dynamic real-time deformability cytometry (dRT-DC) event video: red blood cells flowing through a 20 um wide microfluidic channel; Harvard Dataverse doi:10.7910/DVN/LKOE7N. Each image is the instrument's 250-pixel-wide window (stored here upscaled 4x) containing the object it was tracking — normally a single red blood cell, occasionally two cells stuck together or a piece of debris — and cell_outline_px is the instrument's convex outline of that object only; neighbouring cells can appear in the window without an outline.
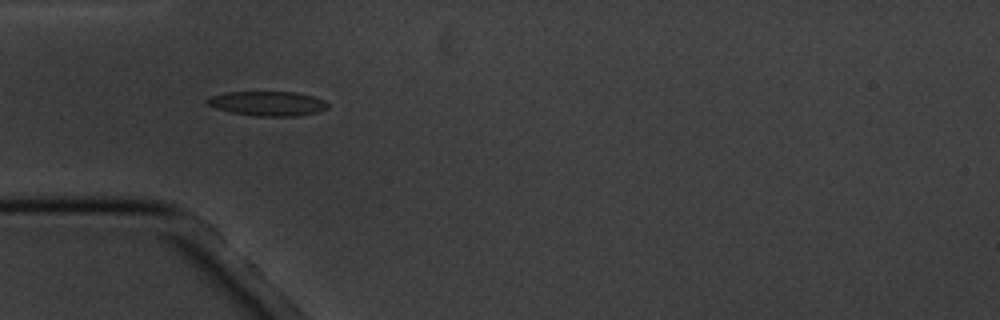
{"species": "common noctule bat (a hibernating species)", "species_latin": "Nyctalus noctula", "temperature_condition": "cold", "stored_images_in_passage": 8, "camera_frame_rate_fps": 3000, "um_per_image_px": 0.085, "animal": {"sex": "male", "body_mass_g": 20.1, "forearm_length_mm": 53.5}, "frame": {"image": 1, "passage_image": 5, "time_ms": 4.333, "image_size_px": [1000, 320], "cell_outline_px": [[328, 108], [316, 112], [296, 116], [256, 116], [232, 112], [216, 108], [208, 104], [204, 100], [212, 96], [228, 92], [296, 92], [312, 96], [324, 100], [328, 104]], "centroid_in_image_um": [22.76, 8.8], "position_along_channel_um": 62.2, "area_um2": 17.05}}
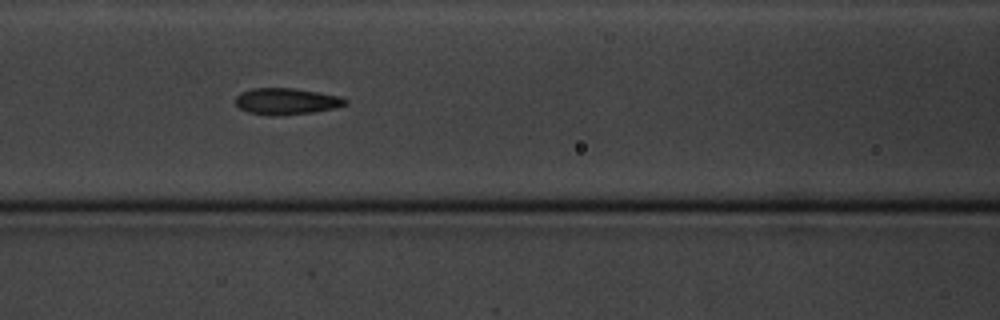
{"frame": {"image": 2, "passage_image": 7, "time_ms": 6.667, "image_size_px": [1000, 320], "cell_outline_px": [[348, 104], [336, 108], [312, 112], [248, 112], [240, 108], [236, 104], [236, 96], [240, 92], [252, 88], [292, 88], [340, 96], [348, 100]], "centroid_in_image_um": [24.39, 8.55], "position_along_channel_um": 142.2, "area_um2": 15.95}}
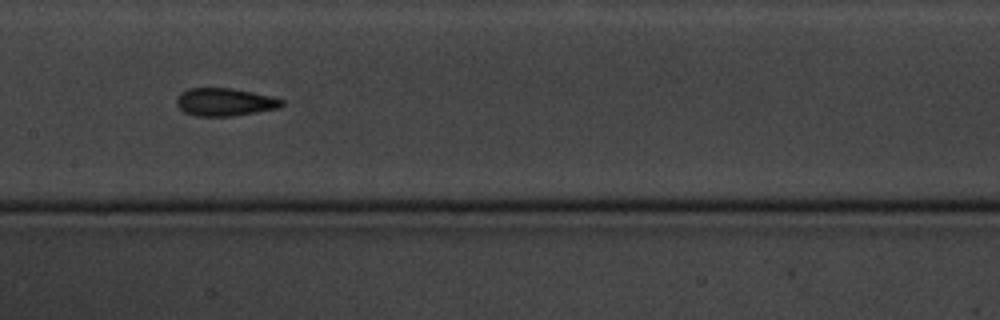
{"frame": {"image": 3, "passage_image": 8, "time_ms": 8.0, "image_size_px": [1000, 320], "cell_outline_px": [[284, 104], [276, 108], [256, 112], [232, 116], [196, 116], [184, 112], [176, 104], [176, 100], [180, 92], [188, 88], [232, 88], [272, 96], [284, 100]], "centroid_in_image_um": [19.08, 8.66], "position_along_channel_um": 188.3, "area_um2": 17.05}}